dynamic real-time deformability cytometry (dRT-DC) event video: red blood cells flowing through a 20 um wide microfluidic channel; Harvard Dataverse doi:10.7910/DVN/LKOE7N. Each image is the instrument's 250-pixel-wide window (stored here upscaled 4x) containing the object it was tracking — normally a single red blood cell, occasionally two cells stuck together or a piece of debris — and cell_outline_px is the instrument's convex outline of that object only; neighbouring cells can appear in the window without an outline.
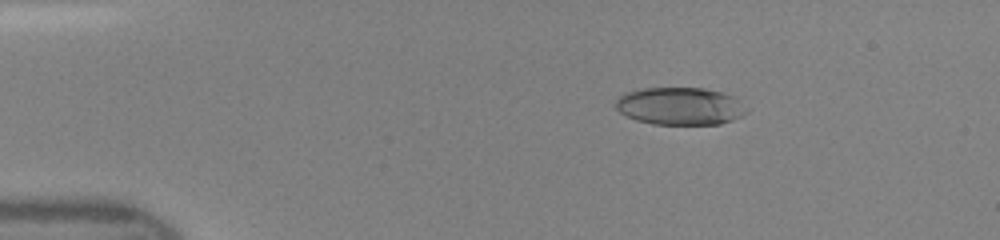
{"species": "human", "species_latin": "Homo sapiens", "temperature_condition": "room temperature", "stored_images_in_passage": 43, "camera_frame_rate_fps": 3000, "um_per_image_px": 0.085, "donor": {"sex": "female"}, "frame": {"image": 1, "passage_image": 4, "time_ms": 1.0, "image_size_px": [1000, 240], "cell_outline_px": [[748, 112], [732, 120], [720, 124], [652, 124], [636, 120], [620, 112], [612, 104], [624, 92], [644, 88], [704, 88], [736, 96], [748, 108]], "centroid_in_image_um": [57.81, 9.01], "position_along_channel_um": 27.2, "area_um2": 28.9}}
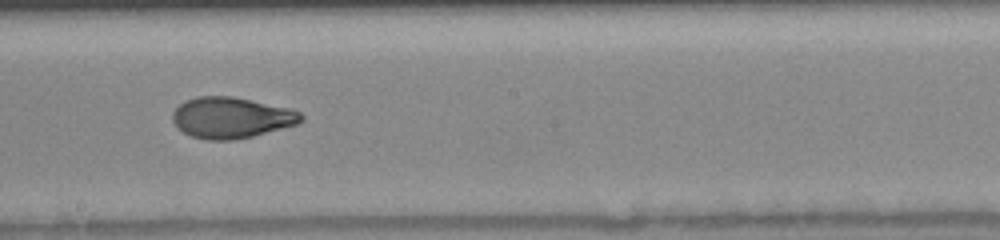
{"frame": {"image": 2, "passage_image": 23, "time_ms": 7.333, "image_size_px": [1000, 240], "cell_outline_px": [[304, 120], [296, 124], [252, 136], [232, 140], [208, 140], [192, 136], [184, 132], [172, 120], [172, 112], [180, 104], [196, 96], [232, 96], [292, 108], [300, 112], [304, 116]], "centroid_in_image_um": [19.69, 9.99], "position_along_channel_um": 228.5, "area_um2": 30.58}}
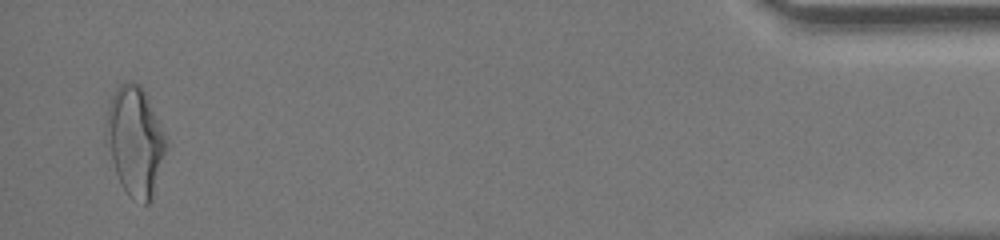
{"frame": {"image": 3, "passage_image": 42, "time_ms": 13.667, "image_size_px": [1000, 240], "cell_outline_px": [[168, 144], [152, 200], [148, 204], [144, 204], [128, 196], [120, 184], [104, 136], [104, 120], [108, 104], [116, 88], [124, 80], [140, 84], [168, 140]], "centroid_in_image_um": [11.46, 12.0], "position_along_channel_um": 423.7, "area_um2": 38.44}}